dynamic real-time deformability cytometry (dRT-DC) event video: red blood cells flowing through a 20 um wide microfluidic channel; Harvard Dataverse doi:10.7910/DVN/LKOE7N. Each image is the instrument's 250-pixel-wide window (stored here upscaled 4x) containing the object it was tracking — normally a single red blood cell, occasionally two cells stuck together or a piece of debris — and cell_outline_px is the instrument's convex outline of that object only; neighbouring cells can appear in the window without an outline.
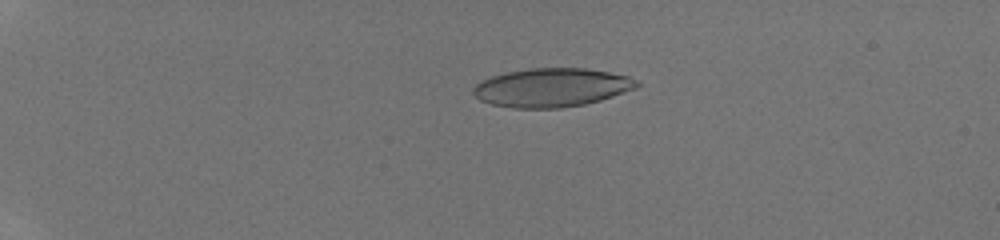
{"species": "human", "species_latin": "Homo sapiens", "temperature_condition": "room temperature", "stored_images_in_passage": 36, "camera_frame_rate_fps": 3000, "um_per_image_px": 0.085, "donor": {"sex": "male"}, "frame": {"image": 1, "passage_image": 2, "time_ms": 0.333, "image_size_px": [1000, 240], "cell_outline_px": [[640, 84], [636, 88], [600, 100], [584, 104], [560, 108], [512, 108], [492, 104], [480, 100], [472, 92], [472, 88], [480, 80], [492, 76], [508, 72], [532, 68], [584, 68], [608, 72], [628, 76], [636, 80]], "centroid_in_image_um": [46.87, 7.44], "position_along_channel_um": 38.1, "area_um2": 36.7}}
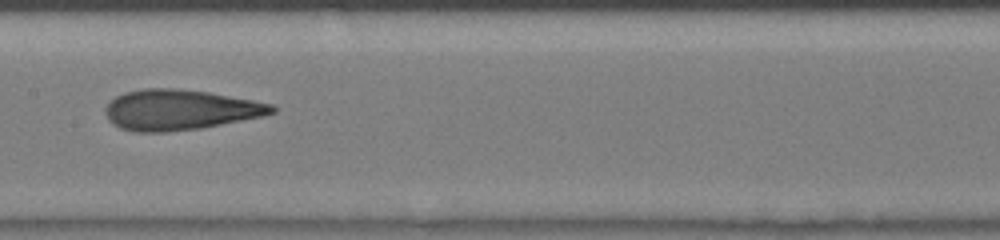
{"frame": {"image": 2, "passage_image": 17, "time_ms": 5.333, "image_size_px": [1000, 240], "cell_outline_px": [[276, 112], [264, 116], [200, 128], [168, 132], [132, 132], [120, 128], [112, 124], [108, 120], [104, 112], [104, 108], [116, 96], [124, 92], [144, 88], [176, 88], [208, 92], [252, 100], [272, 104], [276, 108]], "centroid_in_image_um": [15.26, 9.34], "position_along_channel_um": 192.1, "area_um2": 39.36}}
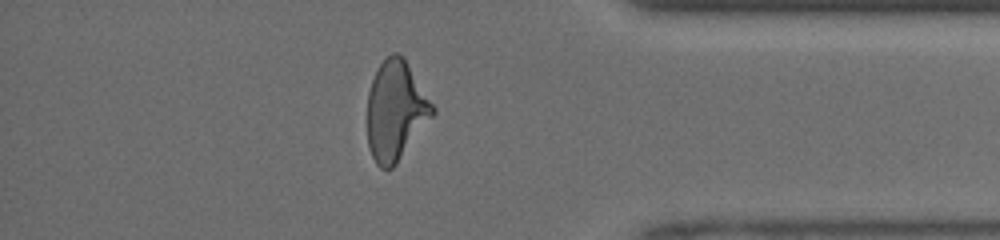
{"frame": {"image": 3, "passage_image": 31, "time_ms": 10.0, "image_size_px": [1000, 240], "cell_outline_px": [[436, 112], [396, 164], [392, 168], [380, 168], [376, 164], [368, 148], [368, 92], [372, 80], [380, 64], [392, 52], [400, 52], [404, 56], [436, 108]], "centroid_in_image_um": [33.65, 9.39], "position_along_channel_um": 401.6, "area_um2": 37.86}}